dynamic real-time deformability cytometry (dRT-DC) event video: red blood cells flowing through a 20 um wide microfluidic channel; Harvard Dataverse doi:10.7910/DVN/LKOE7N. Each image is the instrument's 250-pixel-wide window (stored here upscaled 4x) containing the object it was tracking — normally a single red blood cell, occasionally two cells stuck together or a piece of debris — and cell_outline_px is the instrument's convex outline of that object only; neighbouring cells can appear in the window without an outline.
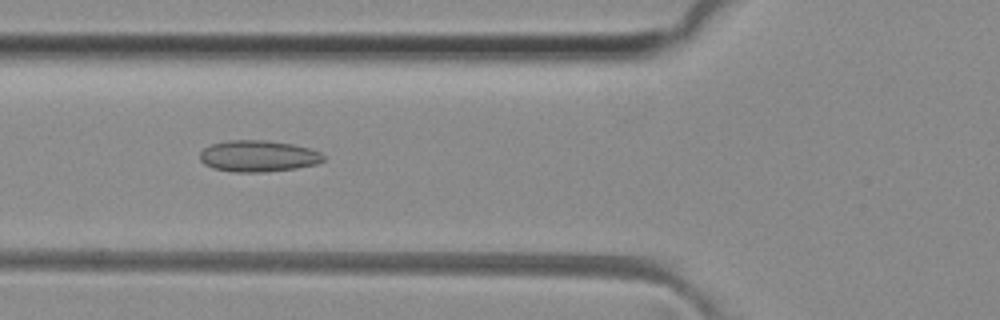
{"species": "common noctule bat (a hibernating species)", "species_latin": "Nyctalus noctula", "temperature_condition": "room temperature", "stored_images_in_passage": 36, "camera_frame_rate_fps": 3000, "um_per_image_px": 0.085, "animal": {"sex": "female", "body_mass_g": 29.2, "forearm_length_mm": 56.3}, "frame": {"image": 1, "passage_image": 5, "time_ms": 1.333, "image_size_px": [1000, 320], "cell_outline_px": [[324, 160], [316, 164], [296, 168], [264, 172], [236, 172], [212, 168], [204, 164], [200, 160], [200, 152], [204, 148], [212, 144], [228, 140], [264, 140], [292, 144], [308, 148], [320, 152], [324, 156]], "centroid_in_image_um": [21.93, 13.27], "position_along_channel_um": 103.9, "area_um2": 22.54}}
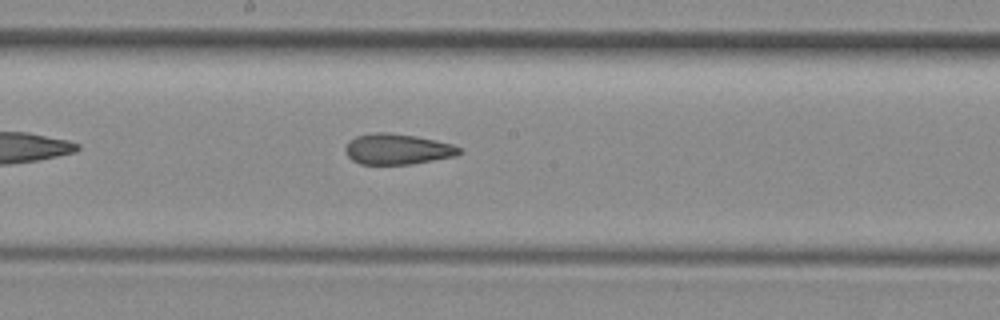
{"frame": {"image": 2, "passage_image": 13, "time_ms": 4.0, "image_size_px": [1000, 320], "cell_outline_px": [[464, 152], [456, 156], [412, 164], [360, 164], [352, 160], [348, 156], [344, 148], [348, 140], [356, 136], [372, 132], [388, 132], [416, 136], [436, 140], [452, 144], [460, 148]], "centroid_in_image_um": [33.77, 12.67], "position_along_channel_um": 214.4, "area_um2": 20.58}}
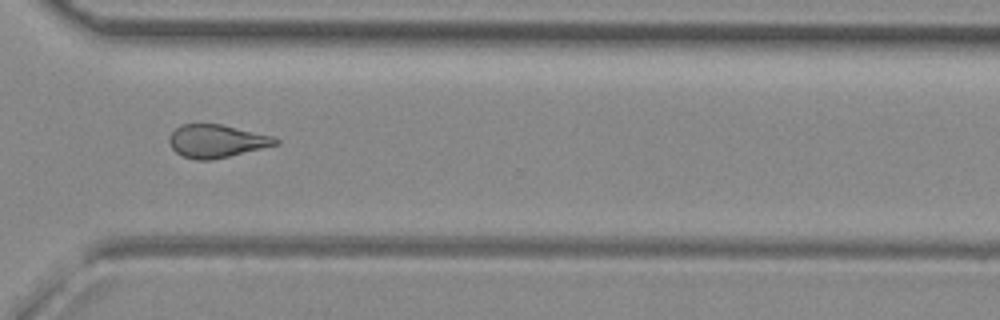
{"frame": {"image": 3, "passage_image": 23, "time_ms": 7.333, "image_size_px": [1000, 320], "cell_outline_px": [[280, 144], [212, 160], [196, 160], [184, 156], [176, 152], [172, 148], [168, 140], [168, 136], [180, 124], [220, 124], [276, 136], [280, 140]], "centroid_in_image_um": [18.44, 11.99], "position_along_channel_um": 352.2, "area_um2": 20.58}, "authors_computed_cell_mechanics": {"area_um2": 20.808, "velocity_mm_per_s": 4.1429, "shape_relaxation_time_tau1_ms": null, "shape_relaxation_time_tau2_ms": 2.641, "deformation_change_tau1": null, "deformation_change_tau2": 0.1204}}